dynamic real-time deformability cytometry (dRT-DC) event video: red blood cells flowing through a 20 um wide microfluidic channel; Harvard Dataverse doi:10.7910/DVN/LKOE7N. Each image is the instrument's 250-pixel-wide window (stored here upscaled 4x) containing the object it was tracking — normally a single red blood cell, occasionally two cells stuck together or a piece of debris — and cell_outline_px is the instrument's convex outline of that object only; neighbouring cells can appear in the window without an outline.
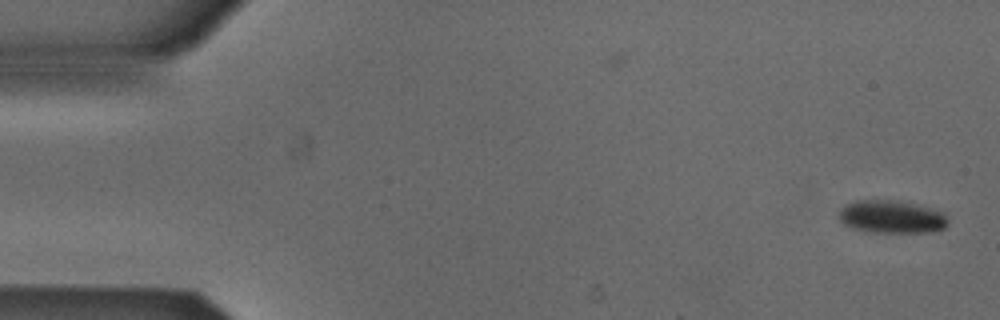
{"species": "Egyptian fruit bat (a non-hibernating species)", "species_latin": "Rousettus aegyptiacus", "temperature_condition": "cold", "stored_images_in_passage": 52, "camera_frame_rate_fps": 3000, "um_per_image_px": 0.085, "animal": {"sex": "male"}, "frame": {"image": 1, "passage_image": 1, "time_ms": 0.0, "image_size_px": [1000, 320], "cell_outline_px": [[948, 224], [944, 228], [932, 232], [864, 232], [852, 228], [844, 224], [836, 216], [840, 208], [856, 200], [888, 200], [912, 204], [944, 212], [948, 220]], "centroid_in_image_um": [75.74, 18.45], "position_along_channel_um": 9.3, "area_um2": 20.87}}
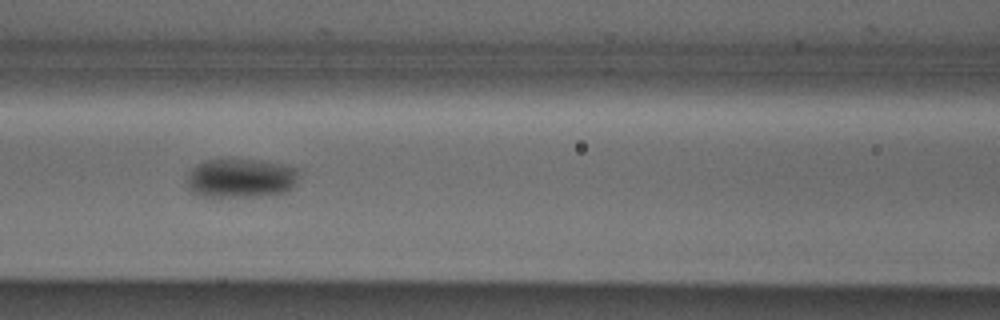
{"frame": {"image": 2, "passage_image": 22, "time_ms": 7.0, "image_size_px": [1000, 320], "cell_outline_px": [[296, 184], [292, 188], [284, 192], [256, 196], [200, 196], [192, 192], [188, 188], [188, 172], [192, 168], [204, 160], [220, 156], [256, 160], [296, 168]], "centroid_in_image_um": [20.38, 15.1], "position_along_channel_um": 146.2, "area_um2": 25.72}}
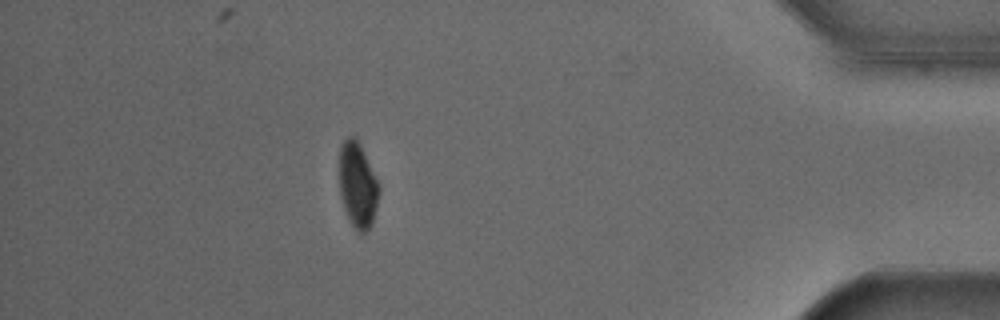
{"frame": {"image": 3, "passage_image": 46, "time_ms": 15.0, "image_size_px": [1000, 320], "cell_outline_px": [[380, 192], [372, 224], [364, 232], [360, 232], [352, 224], [344, 208], [340, 192], [340, 148], [344, 140], [348, 136], [356, 136], [360, 144], [380, 188]], "centroid_in_image_um": [30.4, 15.71], "position_along_channel_um": 404.8, "area_um2": 19.31}}